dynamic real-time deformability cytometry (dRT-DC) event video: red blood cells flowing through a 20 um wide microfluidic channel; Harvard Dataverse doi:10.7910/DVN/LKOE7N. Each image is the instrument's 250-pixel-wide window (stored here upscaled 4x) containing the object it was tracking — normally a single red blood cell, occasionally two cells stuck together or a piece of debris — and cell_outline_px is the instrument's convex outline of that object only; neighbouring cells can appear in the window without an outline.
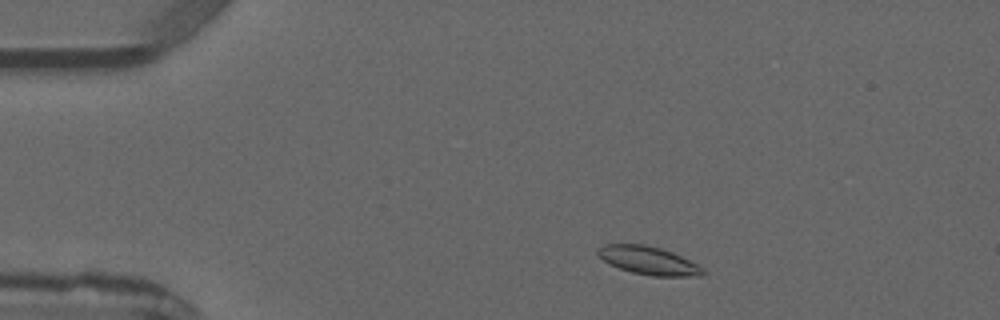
{"species": "common noctule bat (a hibernating species)", "species_latin": "Nyctalus noctula", "temperature_condition": "warm", "stored_images_in_passage": 3, "camera_frame_rate_fps": 3000, "um_per_image_px": 0.085, "animal": {"sex": "male", "forearm_length_mm": 52.5}, "frame": {"image": 1, "passage_image": 1, "time_ms": 0.0, "image_size_px": [1000, 320], "cell_outline_px": [[708, 272], [704, 276], [652, 276], [632, 272], [608, 264], [596, 252], [596, 248], [604, 244], [640, 244], [660, 248], [672, 252], [704, 268]], "centroid_in_image_um": [55.13, 22.15], "position_along_channel_um": 29.9, "area_um2": 17.22}}
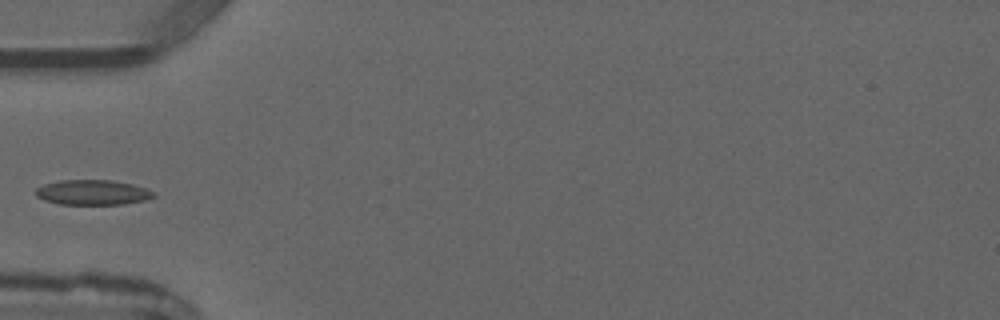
{"frame": {"image": 2, "passage_image": 3, "time_ms": 2.333, "image_size_px": [1000, 320], "cell_outline_px": [[156, 196], [144, 200], [124, 204], [60, 204], [44, 200], [36, 196], [36, 188], [44, 184], [60, 180], [112, 180], [132, 184], [156, 192]], "centroid_in_image_um": [7.88, 16.35], "position_along_channel_um": 77.1, "area_um2": 17.17}}